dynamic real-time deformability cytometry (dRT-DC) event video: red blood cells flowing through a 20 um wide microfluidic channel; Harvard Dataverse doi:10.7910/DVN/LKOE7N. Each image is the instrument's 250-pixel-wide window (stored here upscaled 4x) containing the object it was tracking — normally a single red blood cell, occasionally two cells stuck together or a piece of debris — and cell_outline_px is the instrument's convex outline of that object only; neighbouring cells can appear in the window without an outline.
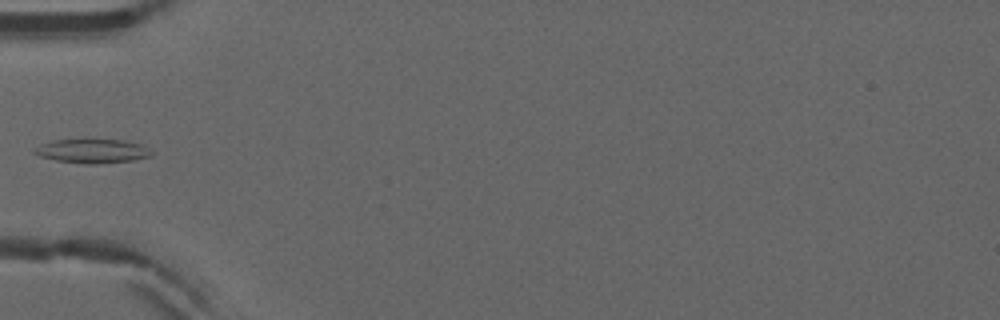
{"species": "common noctule bat (a hibernating species)", "species_latin": "Nyctalus noctula", "temperature_condition": "warm", "stored_images_in_passage": 28, "camera_frame_rate_fps": 3000, "um_per_image_px": 0.085, "animal": {"sex": "male", "forearm_length_mm": 52.5}, "frame": {"image": 1, "passage_image": 1, "time_ms": 0.0, "image_size_px": [1000, 320], "cell_outline_px": [[152, 156], [132, 160], [96, 164], [88, 164], [56, 160], [40, 156], [32, 152], [40, 144], [52, 140], [124, 140], [144, 144], [152, 152]], "centroid_in_image_um": [7.88, 12.83], "position_along_channel_um": 77.1, "area_um2": 16.3}}
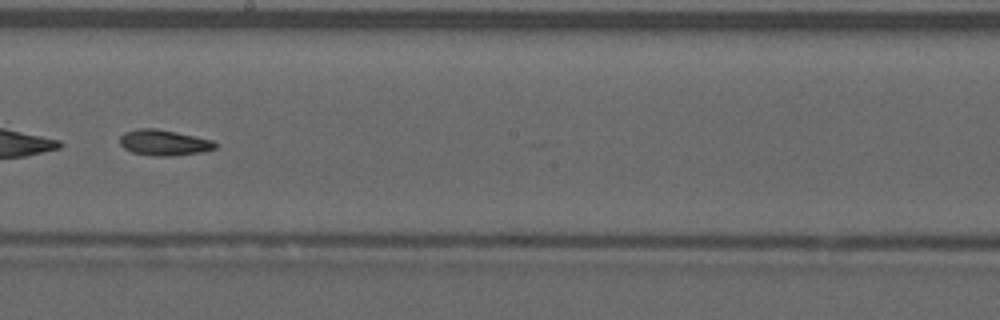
{"frame": {"image": 2, "passage_image": 13, "time_ms": 4.0, "image_size_px": [1000, 320], "cell_outline_px": [[216, 148], [200, 152], [172, 156], [156, 156], [132, 152], [124, 148], [120, 144], [120, 136], [124, 132], [140, 128], [156, 128], [196, 136], [212, 140], [216, 144]], "centroid_in_image_um": [13.91, 12.12], "position_along_channel_um": 234.3, "area_um2": 14.22}}
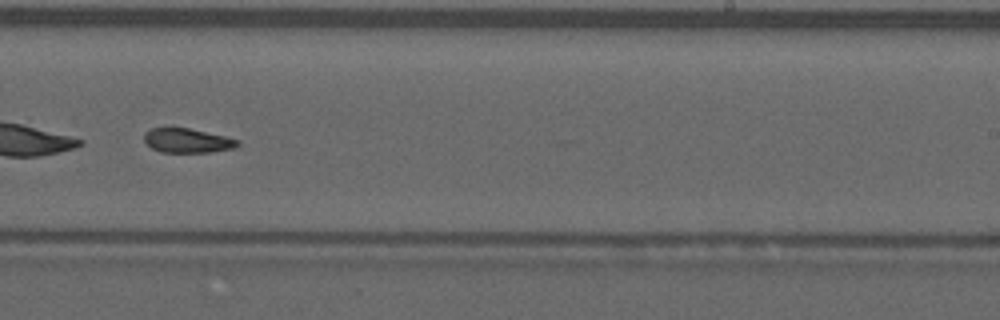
{"frame": {"image": 3, "passage_image": 16, "time_ms": 5.0, "image_size_px": [1000, 320], "cell_outline_px": [[240, 144], [236, 148], [212, 152], [160, 152], [152, 148], [144, 140], [144, 132], [152, 128], [188, 128], [224, 136], [240, 140]], "centroid_in_image_um": [15.95, 11.96], "position_along_channel_um": 273.1, "area_um2": 13.24}}